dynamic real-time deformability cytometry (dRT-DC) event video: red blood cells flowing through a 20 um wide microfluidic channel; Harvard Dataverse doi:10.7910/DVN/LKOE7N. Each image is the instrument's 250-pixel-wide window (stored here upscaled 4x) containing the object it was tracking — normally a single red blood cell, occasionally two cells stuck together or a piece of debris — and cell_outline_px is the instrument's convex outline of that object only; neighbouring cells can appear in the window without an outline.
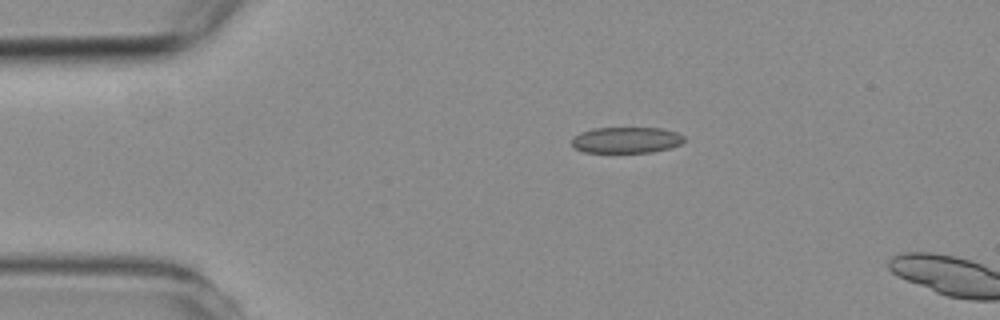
{"species": "common noctule bat (a hibernating species)", "species_latin": "Nyctalus noctula", "temperature_condition": "room temperature", "stored_images_in_passage": 2, "camera_frame_rate_fps": 3000, "um_per_image_px": 0.085, "animal": {"sex": "female", "body_mass_g": 19.3, "forearm_length_mm": 54.1}, "frame": {"image": 1, "passage_image": 1, "time_ms": 0.0, "image_size_px": [1000, 320], "cell_outline_px": [[684, 140], [680, 144], [668, 148], [652, 152], [584, 152], [576, 148], [572, 144], [572, 136], [580, 132], [592, 128], [660, 128], [676, 132], [684, 136]], "centroid_in_image_um": [53.2, 11.89], "position_along_channel_um": 31.8, "area_um2": 16.99}}